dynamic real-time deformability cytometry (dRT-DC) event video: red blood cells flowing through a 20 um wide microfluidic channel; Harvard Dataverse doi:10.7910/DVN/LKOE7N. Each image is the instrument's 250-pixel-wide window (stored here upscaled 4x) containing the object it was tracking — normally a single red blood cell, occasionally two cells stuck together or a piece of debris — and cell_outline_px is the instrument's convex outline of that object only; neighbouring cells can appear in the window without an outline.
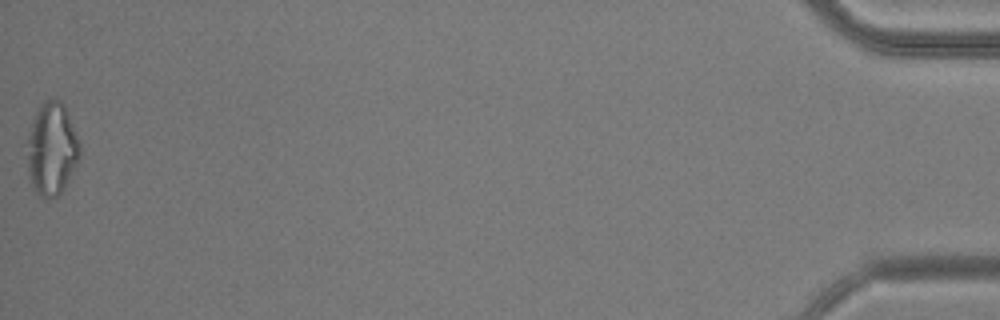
{"species": "common noctule bat (a hibernating species)", "species_latin": "Nyctalus noctula", "temperature_condition": "warm", "stored_images_in_passage": 53, "camera_frame_rate_fps": 3000, "um_per_image_px": 0.085, "animal": {"sex": "male", "body_mass_g": 20.5, "forearm_length_mm": 52.5}, "frame": {"image": 1, "passage_image": 53, "time_ms": 17.333, "image_size_px": [1000, 320], "cell_outline_px": [[80, 156], [60, 196], [48, 200], [44, 200], [32, 188], [28, 172], [28, 140], [32, 120], [40, 104], [44, 100], [60, 100], [64, 104], [80, 144]], "centroid_in_image_um": [4.4, 12.71], "position_along_channel_um": 430.8, "area_um2": 28.38}}